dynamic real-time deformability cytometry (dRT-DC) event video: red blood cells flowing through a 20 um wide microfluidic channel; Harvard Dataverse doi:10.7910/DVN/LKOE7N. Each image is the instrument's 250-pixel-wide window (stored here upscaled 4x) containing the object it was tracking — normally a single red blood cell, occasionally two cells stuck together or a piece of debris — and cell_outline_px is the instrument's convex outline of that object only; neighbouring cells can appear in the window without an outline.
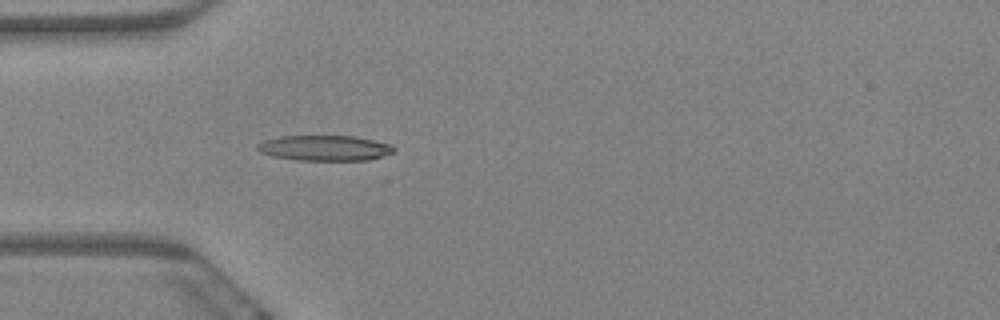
{"species": "Egyptian fruit bat (a non-hibernating species)", "species_latin": "Rousettus aegyptiacus", "temperature_condition": "warm", "stored_images_in_passage": 4, "camera_frame_rate_fps": 3000, "um_per_image_px": 0.085, "animal": {"sex": "female"}, "frame": {"image": 1, "passage_image": 4, "time_ms": 1.0, "image_size_px": [1000, 320], "cell_outline_px": [[396, 148], [392, 152], [368, 160], [296, 160], [272, 156], [260, 152], [256, 148], [256, 144], [264, 140], [280, 136], [356, 136], [392, 144]], "centroid_in_image_um": [27.57, 12.57], "position_along_channel_um": 57.4, "area_um2": 20.23}}